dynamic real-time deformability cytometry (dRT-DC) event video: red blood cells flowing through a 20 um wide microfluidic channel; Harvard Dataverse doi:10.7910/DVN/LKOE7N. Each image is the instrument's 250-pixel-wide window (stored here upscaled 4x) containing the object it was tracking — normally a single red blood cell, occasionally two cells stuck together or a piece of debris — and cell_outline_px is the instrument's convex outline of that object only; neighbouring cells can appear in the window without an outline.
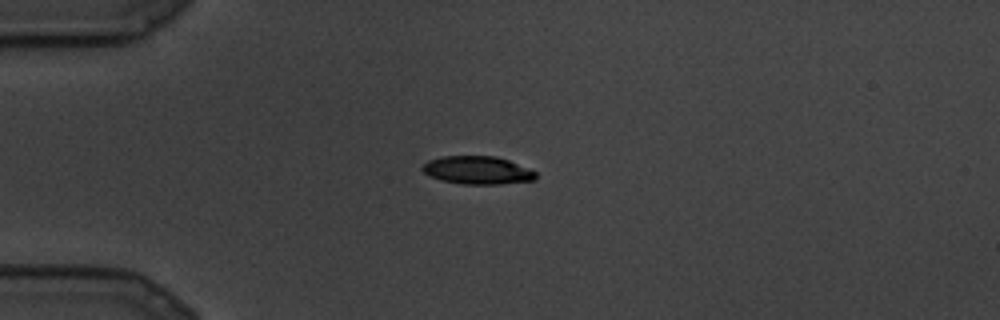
{"species": "common noctule bat (a hibernating species)", "species_latin": "Nyctalus noctula", "temperature_condition": "cold", "stored_images_in_passage": 7, "camera_frame_rate_fps": 3000, "um_per_image_px": 0.085, "animal": {"sex": "male", "body_mass_g": 19.5, "forearm_length_mm": 54.6}, "frame": {"image": 1, "passage_image": 1, "time_ms": 0.0, "image_size_px": [1000, 320], "cell_outline_px": [[536, 180], [500, 184], [464, 184], [440, 180], [424, 172], [420, 168], [428, 160], [440, 156], [496, 156], [508, 160], [528, 168], [536, 172]], "centroid_in_image_um": [40.58, 14.46], "position_along_channel_um": 44.4, "area_um2": 18.5}}
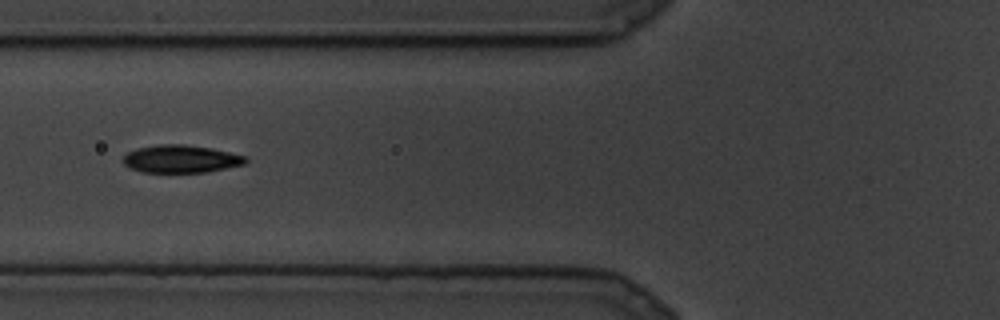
{"frame": {"image": 2, "passage_image": 4, "time_ms": 1.0, "image_size_px": [1000, 320], "cell_outline_px": [[248, 160], [244, 164], [208, 172], [144, 172], [128, 168], [124, 164], [124, 156], [128, 152], [136, 148], [160, 144], [184, 144], [212, 148], [244, 156]], "centroid_in_image_um": [15.36, 13.5], "position_along_channel_um": 110.4, "area_um2": 19.71}}
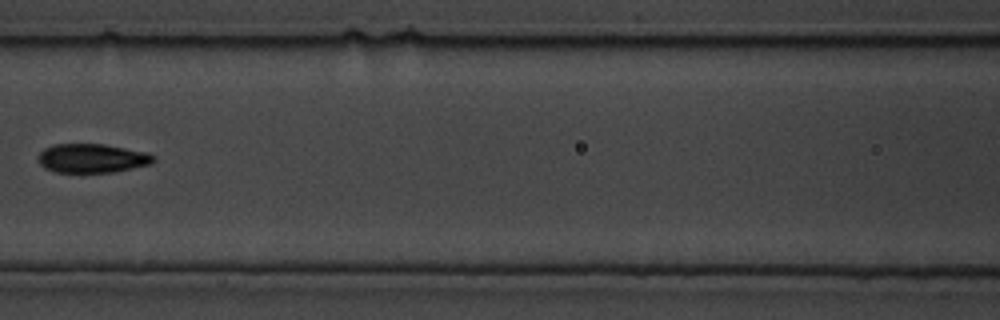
{"frame": {"image": 3, "passage_image": 6, "time_ms": 1.667, "image_size_px": [1000, 320], "cell_outline_px": [[156, 160], [152, 164], [112, 172], [56, 172], [44, 168], [40, 164], [36, 156], [44, 148], [56, 144], [104, 144], [148, 152], [156, 156]], "centroid_in_image_um": [7.84, 13.45], "position_along_channel_um": 158.8, "area_um2": 19.65}}